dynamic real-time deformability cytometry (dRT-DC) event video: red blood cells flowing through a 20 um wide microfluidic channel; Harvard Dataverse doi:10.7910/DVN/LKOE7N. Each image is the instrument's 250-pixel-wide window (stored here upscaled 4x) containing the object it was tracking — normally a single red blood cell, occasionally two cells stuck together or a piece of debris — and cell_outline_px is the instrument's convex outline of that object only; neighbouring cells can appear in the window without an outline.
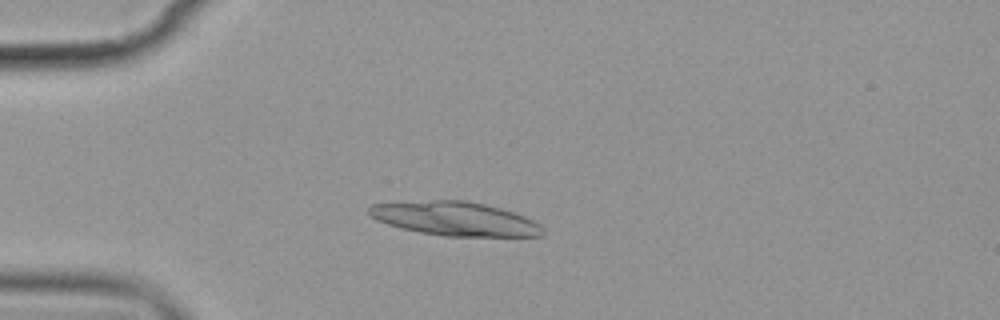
{"species": "common noctule bat (a hibernating species)", "species_latin": "Nyctalus noctula", "temperature_condition": "cold", "stored_images_in_passage": 14, "camera_frame_rate_fps": 3000, "um_per_image_px": 0.085, "animal": {"sex": "female", "body_mass_g": 19.9}, "frame": {"image": 1, "passage_image": 3, "time_ms": 2.667, "image_size_px": [1000, 320], "cell_outline_px": [[544, 236], [444, 236], [420, 232], [400, 228], [376, 220], [368, 212], [368, 208], [372, 204], [432, 200], [464, 200], [484, 204], [516, 212], [540, 224], [544, 228]], "centroid_in_image_um": [38.7, 18.59], "position_along_channel_um": 46.3, "area_um2": 34.28}}